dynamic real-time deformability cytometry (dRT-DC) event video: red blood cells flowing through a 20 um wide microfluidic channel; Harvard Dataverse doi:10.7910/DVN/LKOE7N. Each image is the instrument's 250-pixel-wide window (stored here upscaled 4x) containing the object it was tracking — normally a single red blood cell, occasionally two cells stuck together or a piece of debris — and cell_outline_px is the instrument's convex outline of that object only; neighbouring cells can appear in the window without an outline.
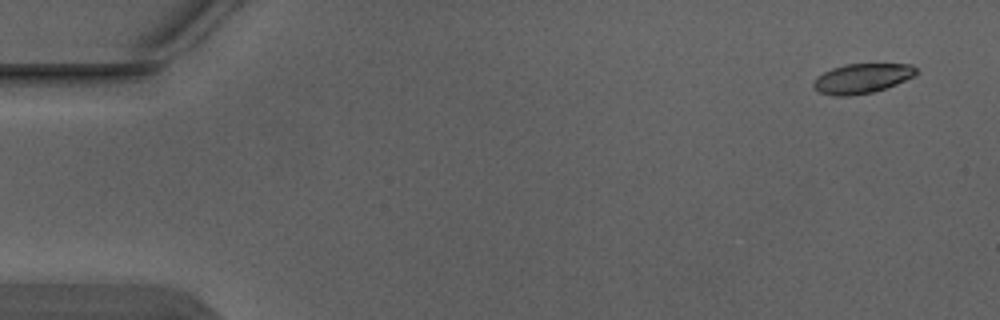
{"species": "Egyptian fruit bat (a non-hibernating species)", "species_latin": "Rousettus aegyptiacus", "temperature_condition": "warm", "stored_images_in_passage": 5, "camera_frame_rate_fps": 3000, "um_per_image_px": 0.085, "animal": {"sex": "male"}, "frame": {"image": 1, "passage_image": 1, "time_ms": 0.0, "image_size_px": [1000, 320], "cell_outline_px": [[920, 72], [916, 76], [896, 84], [872, 92], [848, 96], [832, 96], [820, 92], [812, 84], [816, 76], [832, 68], [844, 64], [912, 64]], "centroid_in_image_um": [73.29, 6.66], "position_along_channel_um": 11.7, "area_um2": 17.86}}
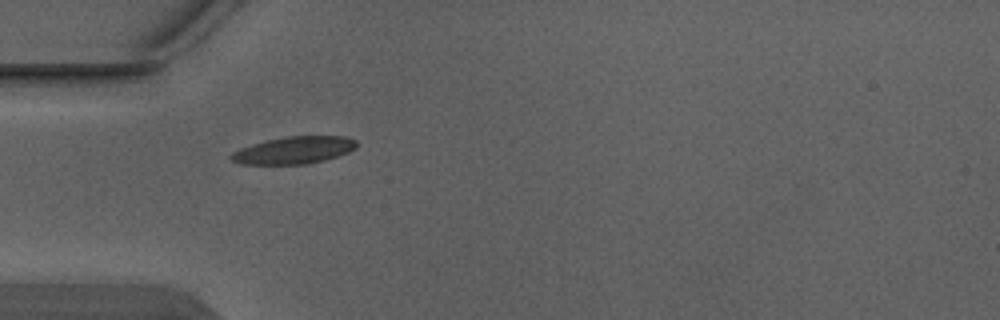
{"frame": {"image": 2, "passage_image": 4, "time_ms": 1.0, "image_size_px": [1000, 320], "cell_outline_px": [[356, 148], [348, 152], [324, 160], [308, 164], [240, 164], [232, 160], [228, 156], [232, 152], [240, 148], [252, 144], [268, 140], [288, 136], [344, 136], [356, 140]], "centroid_in_image_um": [24.97, 12.77], "position_along_channel_um": 60.0, "area_um2": 19.83}}
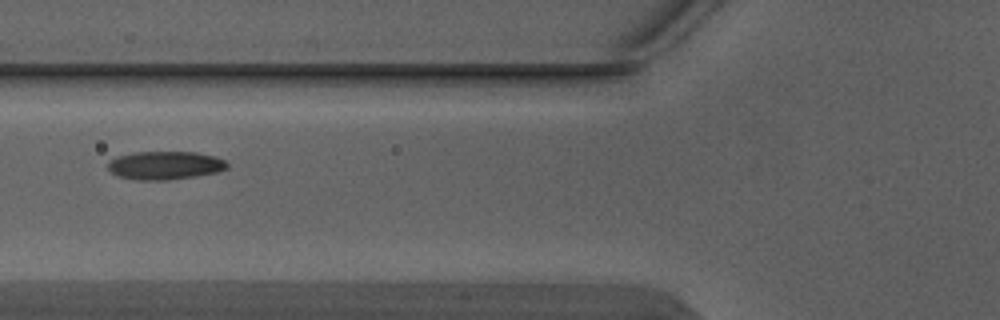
{"frame": {"image": 3, "passage_image": 5, "time_ms": 1.333, "image_size_px": [1000, 320], "cell_outline_px": [[228, 168], [216, 172], [196, 176], [168, 180], [136, 180], [116, 176], [108, 168], [108, 160], [116, 156], [132, 152], [196, 152], [216, 156], [224, 160], [228, 164]], "centroid_in_image_um": [14.0, 14.05], "position_along_channel_um": 111.8, "area_um2": 19.88}}